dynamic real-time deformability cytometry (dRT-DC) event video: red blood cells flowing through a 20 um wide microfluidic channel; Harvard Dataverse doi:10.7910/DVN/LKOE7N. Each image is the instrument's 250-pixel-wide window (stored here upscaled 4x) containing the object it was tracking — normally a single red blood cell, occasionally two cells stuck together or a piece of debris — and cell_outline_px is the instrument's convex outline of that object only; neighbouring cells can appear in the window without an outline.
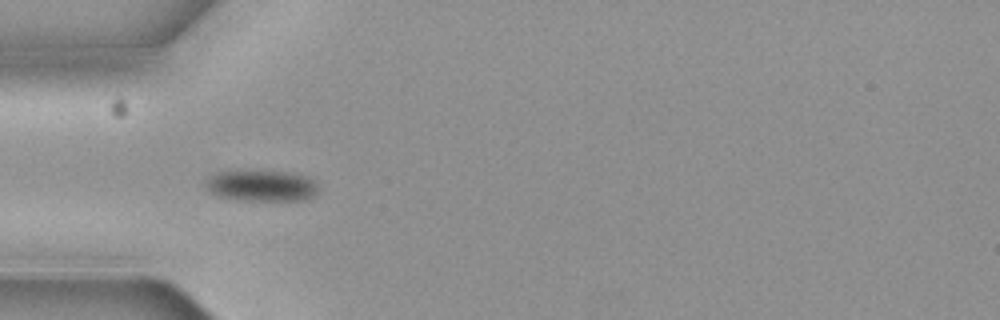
{"species": "common noctule bat (a hibernating species)", "species_latin": "Nyctalus noctula", "temperature_condition": "cold", "stored_images_in_passage": 4, "camera_frame_rate_fps": 3000, "um_per_image_px": 0.085, "animal": {"sex": "female", "body_mass_g": 19.3, "forearm_length_mm": 54.1}, "frame": {"image": 1, "passage_image": 3, "time_ms": 0.667, "image_size_px": [1000, 320], "cell_outline_px": [[316, 192], [312, 196], [304, 200], [236, 200], [216, 196], [208, 192], [204, 184], [204, 180], [208, 176], [216, 172], [288, 172], [308, 176], [316, 184]], "centroid_in_image_um": [22.14, 15.8], "position_along_channel_um": 62.9, "area_um2": 20.35}}
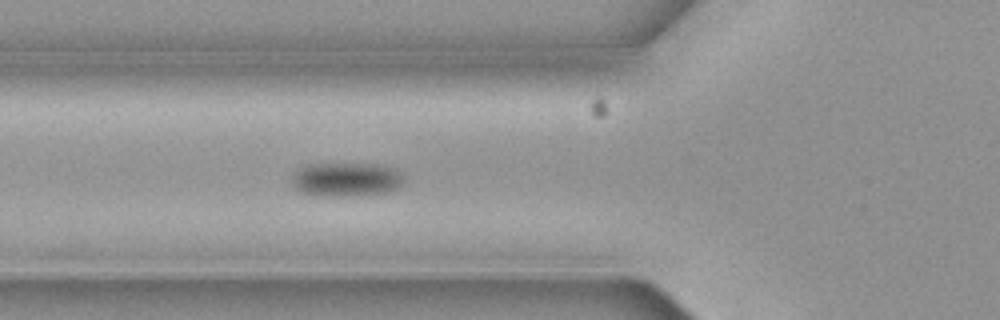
{"frame": {"image": 2, "passage_image": 4, "time_ms": 1.0, "image_size_px": [1000, 320], "cell_outline_px": [[404, 180], [396, 188], [384, 192], [348, 196], [320, 196], [300, 192], [292, 184], [292, 176], [296, 172], [304, 168], [320, 164], [372, 164], [392, 168], [400, 172], [404, 176]], "centroid_in_image_um": [29.44, 15.27], "position_along_channel_um": 96.4, "area_um2": 21.62}}